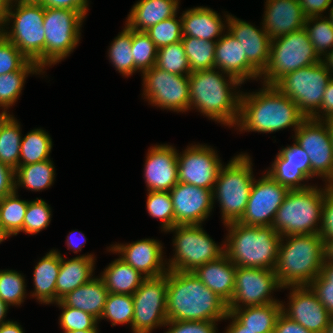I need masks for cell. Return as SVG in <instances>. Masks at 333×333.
<instances>
[{"label":"cell","mask_w":333,"mask_h":333,"mask_svg":"<svg viewBox=\"0 0 333 333\" xmlns=\"http://www.w3.org/2000/svg\"><path fill=\"white\" fill-rule=\"evenodd\" d=\"M177 154L178 181L213 190L221 160L213 148L195 144Z\"/></svg>","instance_id":"cell-18"},{"label":"cell","mask_w":333,"mask_h":333,"mask_svg":"<svg viewBox=\"0 0 333 333\" xmlns=\"http://www.w3.org/2000/svg\"><path fill=\"white\" fill-rule=\"evenodd\" d=\"M331 187L326 184L324 189L310 186L300 190H289L277 210L272 227L281 237L319 234L324 195Z\"/></svg>","instance_id":"cell-6"},{"label":"cell","mask_w":333,"mask_h":333,"mask_svg":"<svg viewBox=\"0 0 333 333\" xmlns=\"http://www.w3.org/2000/svg\"><path fill=\"white\" fill-rule=\"evenodd\" d=\"M308 286L316 294L330 315L333 316V286H329V282L320 274Z\"/></svg>","instance_id":"cell-54"},{"label":"cell","mask_w":333,"mask_h":333,"mask_svg":"<svg viewBox=\"0 0 333 333\" xmlns=\"http://www.w3.org/2000/svg\"><path fill=\"white\" fill-rule=\"evenodd\" d=\"M288 191L267 173L257 181L254 179L246 209L238 222L246 226H272Z\"/></svg>","instance_id":"cell-17"},{"label":"cell","mask_w":333,"mask_h":333,"mask_svg":"<svg viewBox=\"0 0 333 333\" xmlns=\"http://www.w3.org/2000/svg\"><path fill=\"white\" fill-rule=\"evenodd\" d=\"M11 235L5 230V228L0 223V243L9 238Z\"/></svg>","instance_id":"cell-70"},{"label":"cell","mask_w":333,"mask_h":333,"mask_svg":"<svg viewBox=\"0 0 333 333\" xmlns=\"http://www.w3.org/2000/svg\"><path fill=\"white\" fill-rule=\"evenodd\" d=\"M325 333H333V316L329 320Z\"/></svg>","instance_id":"cell-73"},{"label":"cell","mask_w":333,"mask_h":333,"mask_svg":"<svg viewBox=\"0 0 333 333\" xmlns=\"http://www.w3.org/2000/svg\"><path fill=\"white\" fill-rule=\"evenodd\" d=\"M320 61L303 28L271 40L270 60L260 78L263 84L274 85L285 74Z\"/></svg>","instance_id":"cell-9"},{"label":"cell","mask_w":333,"mask_h":333,"mask_svg":"<svg viewBox=\"0 0 333 333\" xmlns=\"http://www.w3.org/2000/svg\"><path fill=\"white\" fill-rule=\"evenodd\" d=\"M223 22L221 15L203 6L183 11L181 15L183 36L202 38L206 41H217L225 33L227 25Z\"/></svg>","instance_id":"cell-28"},{"label":"cell","mask_w":333,"mask_h":333,"mask_svg":"<svg viewBox=\"0 0 333 333\" xmlns=\"http://www.w3.org/2000/svg\"><path fill=\"white\" fill-rule=\"evenodd\" d=\"M17 192L15 190L0 200V223L11 236L23 232V221L28 206V200L18 199Z\"/></svg>","instance_id":"cell-40"},{"label":"cell","mask_w":333,"mask_h":333,"mask_svg":"<svg viewBox=\"0 0 333 333\" xmlns=\"http://www.w3.org/2000/svg\"><path fill=\"white\" fill-rule=\"evenodd\" d=\"M331 78V72L321 60L285 74L273 86L291 98L306 118H311L320 109Z\"/></svg>","instance_id":"cell-11"},{"label":"cell","mask_w":333,"mask_h":333,"mask_svg":"<svg viewBox=\"0 0 333 333\" xmlns=\"http://www.w3.org/2000/svg\"><path fill=\"white\" fill-rule=\"evenodd\" d=\"M305 119L298 105L273 85L263 84L258 92L241 91L236 124L241 132L272 133L288 127L295 132Z\"/></svg>","instance_id":"cell-2"},{"label":"cell","mask_w":333,"mask_h":333,"mask_svg":"<svg viewBox=\"0 0 333 333\" xmlns=\"http://www.w3.org/2000/svg\"><path fill=\"white\" fill-rule=\"evenodd\" d=\"M24 275L15 270H0V298L9 306H20L26 298Z\"/></svg>","instance_id":"cell-47"},{"label":"cell","mask_w":333,"mask_h":333,"mask_svg":"<svg viewBox=\"0 0 333 333\" xmlns=\"http://www.w3.org/2000/svg\"><path fill=\"white\" fill-rule=\"evenodd\" d=\"M324 240V250H325V260L333 263V239H323Z\"/></svg>","instance_id":"cell-65"},{"label":"cell","mask_w":333,"mask_h":333,"mask_svg":"<svg viewBox=\"0 0 333 333\" xmlns=\"http://www.w3.org/2000/svg\"><path fill=\"white\" fill-rule=\"evenodd\" d=\"M292 146L279 150L267 174L288 190H300L312 185L301 182L311 179L310 159L296 141Z\"/></svg>","instance_id":"cell-21"},{"label":"cell","mask_w":333,"mask_h":333,"mask_svg":"<svg viewBox=\"0 0 333 333\" xmlns=\"http://www.w3.org/2000/svg\"><path fill=\"white\" fill-rule=\"evenodd\" d=\"M320 275L329 282V286H333V263L324 261Z\"/></svg>","instance_id":"cell-63"},{"label":"cell","mask_w":333,"mask_h":333,"mask_svg":"<svg viewBox=\"0 0 333 333\" xmlns=\"http://www.w3.org/2000/svg\"><path fill=\"white\" fill-rule=\"evenodd\" d=\"M75 232L77 233L78 230H73L72 232L69 233V235L67 236V246H68V250H71L74 252V253H77V252H81V249L82 247L85 245V241L87 240L86 237L82 234V232H78L80 234V239L79 238H76L77 240H75ZM77 235V234H76ZM74 237V238H73ZM81 238L83 239L81 241Z\"/></svg>","instance_id":"cell-60"},{"label":"cell","mask_w":333,"mask_h":333,"mask_svg":"<svg viewBox=\"0 0 333 333\" xmlns=\"http://www.w3.org/2000/svg\"><path fill=\"white\" fill-rule=\"evenodd\" d=\"M324 260V240L319 234L283 236L274 272L283 288L308 286L320 274Z\"/></svg>","instance_id":"cell-4"},{"label":"cell","mask_w":333,"mask_h":333,"mask_svg":"<svg viewBox=\"0 0 333 333\" xmlns=\"http://www.w3.org/2000/svg\"><path fill=\"white\" fill-rule=\"evenodd\" d=\"M44 73L35 62L28 61L19 71L0 75V107L8 108L19 99L25 79L29 74Z\"/></svg>","instance_id":"cell-36"},{"label":"cell","mask_w":333,"mask_h":333,"mask_svg":"<svg viewBox=\"0 0 333 333\" xmlns=\"http://www.w3.org/2000/svg\"><path fill=\"white\" fill-rule=\"evenodd\" d=\"M108 56L115 69L124 77L133 75L132 30L126 24L123 30L111 42Z\"/></svg>","instance_id":"cell-39"},{"label":"cell","mask_w":333,"mask_h":333,"mask_svg":"<svg viewBox=\"0 0 333 333\" xmlns=\"http://www.w3.org/2000/svg\"><path fill=\"white\" fill-rule=\"evenodd\" d=\"M44 8L70 9L79 12L86 18L88 12V0H43L41 4Z\"/></svg>","instance_id":"cell-55"},{"label":"cell","mask_w":333,"mask_h":333,"mask_svg":"<svg viewBox=\"0 0 333 333\" xmlns=\"http://www.w3.org/2000/svg\"><path fill=\"white\" fill-rule=\"evenodd\" d=\"M146 208L152 218L161 220L162 231L174 227V208L168 191H148Z\"/></svg>","instance_id":"cell-46"},{"label":"cell","mask_w":333,"mask_h":333,"mask_svg":"<svg viewBox=\"0 0 333 333\" xmlns=\"http://www.w3.org/2000/svg\"><path fill=\"white\" fill-rule=\"evenodd\" d=\"M319 235L323 239H333V186L324 195Z\"/></svg>","instance_id":"cell-53"},{"label":"cell","mask_w":333,"mask_h":333,"mask_svg":"<svg viewBox=\"0 0 333 333\" xmlns=\"http://www.w3.org/2000/svg\"><path fill=\"white\" fill-rule=\"evenodd\" d=\"M177 150L172 145L150 147L144 164L148 191H170L178 181Z\"/></svg>","instance_id":"cell-23"},{"label":"cell","mask_w":333,"mask_h":333,"mask_svg":"<svg viewBox=\"0 0 333 333\" xmlns=\"http://www.w3.org/2000/svg\"><path fill=\"white\" fill-rule=\"evenodd\" d=\"M108 294L104 281L94 276L88 283L67 293L60 301L65 306L83 310L100 321Z\"/></svg>","instance_id":"cell-31"},{"label":"cell","mask_w":333,"mask_h":333,"mask_svg":"<svg viewBox=\"0 0 333 333\" xmlns=\"http://www.w3.org/2000/svg\"><path fill=\"white\" fill-rule=\"evenodd\" d=\"M228 311L242 324L256 333H273L282 312L281 302L262 306L228 308Z\"/></svg>","instance_id":"cell-33"},{"label":"cell","mask_w":333,"mask_h":333,"mask_svg":"<svg viewBox=\"0 0 333 333\" xmlns=\"http://www.w3.org/2000/svg\"><path fill=\"white\" fill-rule=\"evenodd\" d=\"M304 29L307 31L315 52L321 59L333 49V26L328 17H323V15L308 17Z\"/></svg>","instance_id":"cell-42"},{"label":"cell","mask_w":333,"mask_h":333,"mask_svg":"<svg viewBox=\"0 0 333 333\" xmlns=\"http://www.w3.org/2000/svg\"><path fill=\"white\" fill-rule=\"evenodd\" d=\"M235 272L236 266L226 254L197 267L193 271L205 286L210 288L227 304L234 294Z\"/></svg>","instance_id":"cell-27"},{"label":"cell","mask_w":333,"mask_h":333,"mask_svg":"<svg viewBox=\"0 0 333 333\" xmlns=\"http://www.w3.org/2000/svg\"><path fill=\"white\" fill-rule=\"evenodd\" d=\"M132 295L109 293L101 319L111 321L112 326L117 324H130L134 317Z\"/></svg>","instance_id":"cell-45"},{"label":"cell","mask_w":333,"mask_h":333,"mask_svg":"<svg viewBox=\"0 0 333 333\" xmlns=\"http://www.w3.org/2000/svg\"><path fill=\"white\" fill-rule=\"evenodd\" d=\"M273 333H313L305 329L301 324L290 319L282 312L277 319L276 326Z\"/></svg>","instance_id":"cell-59"},{"label":"cell","mask_w":333,"mask_h":333,"mask_svg":"<svg viewBox=\"0 0 333 333\" xmlns=\"http://www.w3.org/2000/svg\"><path fill=\"white\" fill-rule=\"evenodd\" d=\"M54 168L51 159L38 163L19 165L15 170V190L19 186L32 191H42L49 188L55 179Z\"/></svg>","instance_id":"cell-35"},{"label":"cell","mask_w":333,"mask_h":333,"mask_svg":"<svg viewBox=\"0 0 333 333\" xmlns=\"http://www.w3.org/2000/svg\"><path fill=\"white\" fill-rule=\"evenodd\" d=\"M52 139L43 129L31 130L21 139L19 165L38 163L50 159Z\"/></svg>","instance_id":"cell-37"},{"label":"cell","mask_w":333,"mask_h":333,"mask_svg":"<svg viewBox=\"0 0 333 333\" xmlns=\"http://www.w3.org/2000/svg\"><path fill=\"white\" fill-rule=\"evenodd\" d=\"M225 254L236 267L274 270L281 235L272 226H246L240 222L225 225Z\"/></svg>","instance_id":"cell-5"},{"label":"cell","mask_w":333,"mask_h":333,"mask_svg":"<svg viewBox=\"0 0 333 333\" xmlns=\"http://www.w3.org/2000/svg\"><path fill=\"white\" fill-rule=\"evenodd\" d=\"M242 44L227 30L215 46L214 68L234 77L242 84L248 79H260L261 74L247 61Z\"/></svg>","instance_id":"cell-26"},{"label":"cell","mask_w":333,"mask_h":333,"mask_svg":"<svg viewBox=\"0 0 333 333\" xmlns=\"http://www.w3.org/2000/svg\"><path fill=\"white\" fill-rule=\"evenodd\" d=\"M166 311L172 321L224 320L227 303L193 272L167 271ZM219 320V321H218Z\"/></svg>","instance_id":"cell-1"},{"label":"cell","mask_w":333,"mask_h":333,"mask_svg":"<svg viewBox=\"0 0 333 333\" xmlns=\"http://www.w3.org/2000/svg\"><path fill=\"white\" fill-rule=\"evenodd\" d=\"M15 191V171L0 162V200Z\"/></svg>","instance_id":"cell-57"},{"label":"cell","mask_w":333,"mask_h":333,"mask_svg":"<svg viewBox=\"0 0 333 333\" xmlns=\"http://www.w3.org/2000/svg\"><path fill=\"white\" fill-rule=\"evenodd\" d=\"M44 15L45 8L42 5L11 2L4 27L0 30V33L29 61L37 63L43 70L45 69ZM10 21L13 24L8 31L6 29H9L7 25H10L8 24Z\"/></svg>","instance_id":"cell-8"},{"label":"cell","mask_w":333,"mask_h":333,"mask_svg":"<svg viewBox=\"0 0 333 333\" xmlns=\"http://www.w3.org/2000/svg\"><path fill=\"white\" fill-rule=\"evenodd\" d=\"M62 309L60 314L59 324L64 332L73 330H98V320L89 313L83 310L65 306L60 300L56 302Z\"/></svg>","instance_id":"cell-50"},{"label":"cell","mask_w":333,"mask_h":333,"mask_svg":"<svg viewBox=\"0 0 333 333\" xmlns=\"http://www.w3.org/2000/svg\"><path fill=\"white\" fill-rule=\"evenodd\" d=\"M95 259L92 254H84L66 261L61 255V265L56 281V302L93 278Z\"/></svg>","instance_id":"cell-30"},{"label":"cell","mask_w":333,"mask_h":333,"mask_svg":"<svg viewBox=\"0 0 333 333\" xmlns=\"http://www.w3.org/2000/svg\"><path fill=\"white\" fill-rule=\"evenodd\" d=\"M83 19L77 11L45 8V68L61 62L78 46Z\"/></svg>","instance_id":"cell-12"},{"label":"cell","mask_w":333,"mask_h":333,"mask_svg":"<svg viewBox=\"0 0 333 333\" xmlns=\"http://www.w3.org/2000/svg\"><path fill=\"white\" fill-rule=\"evenodd\" d=\"M294 138L309 156L311 178L322 177L325 184L333 186V144L327 120L306 118Z\"/></svg>","instance_id":"cell-15"},{"label":"cell","mask_w":333,"mask_h":333,"mask_svg":"<svg viewBox=\"0 0 333 333\" xmlns=\"http://www.w3.org/2000/svg\"><path fill=\"white\" fill-rule=\"evenodd\" d=\"M176 17L167 18L145 31L158 49L182 40L181 16L180 19Z\"/></svg>","instance_id":"cell-48"},{"label":"cell","mask_w":333,"mask_h":333,"mask_svg":"<svg viewBox=\"0 0 333 333\" xmlns=\"http://www.w3.org/2000/svg\"><path fill=\"white\" fill-rule=\"evenodd\" d=\"M174 226L202 225L213 209L212 190L178 182L170 191Z\"/></svg>","instance_id":"cell-19"},{"label":"cell","mask_w":333,"mask_h":333,"mask_svg":"<svg viewBox=\"0 0 333 333\" xmlns=\"http://www.w3.org/2000/svg\"><path fill=\"white\" fill-rule=\"evenodd\" d=\"M61 265V253L57 250H50L35 265L33 273L35 298L41 304L56 303V281Z\"/></svg>","instance_id":"cell-32"},{"label":"cell","mask_w":333,"mask_h":333,"mask_svg":"<svg viewBox=\"0 0 333 333\" xmlns=\"http://www.w3.org/2000/svg\"><path fill=\"white\" fill-rule=\"evenodd\" d=\"M156 67L169 73L189 76L191 70L182 41L159 48Z\"/></svg>","instance_id":"cell-43"},{"label":"cell","mask_w":333,"mask_h":333,"mask_svg":"<svg viewBox=\"0 0 333 333\" xmlns=\"http://www.w3.org/2000/svg\"><path fill=\"white\" fill-rule=\"evenodd\" d=\"M330 12H329V20L330 22L332 23V26H333V5L330 7Z\"/></svg>","instance_id":"cell-74"},{"label":"cell","mask_w":333,"mask_h":333,"mask_svg":"<svg viewBox=\"0 0 333 333\" xmlns=\"http://www.w3.org/2000/svg\"><path fill=\"white\" fill-rule=\"evenodd\" d=\"M216 70V68H212L192 72L189 75V110L195 107L209 119L229 127L234 125L236 127L239 119L241 92L232 91L242 83L219 69Z\"/></svg>","instance_id":"cell-3"},{"label":"cell","mask_w":333,"mask_h":333,"mask_svg":"<svg viewBox=\"0 0 333 333\" xmlns=\"http://www.w3.org/2000/svg\"><path fill=\"white\" fill-rule=\"evenodd\" d=\"M11 0H0V30L4 27Z\"/></svg>","instance_id":"cell-64"},{"label":"cell","mask_w":333,"mask_h":333,"mask_svg":"<svg viewBox=\"0 0 333 333\" xmlns=\"http://www.w3.org/2000/svg\"><path fill=\"white\" fill-rule=\"evenodd\" d=\"M134 317L133 333H151L154 328L165 327L167 318V273L145 278L132 295Z\"/></svg>","instance_id":"cell-13"},{"label":"cell","mask_w":333,"mask_h":333,"mask_svg":"<svg viewBox=\"0 0 333 333\" xmlns=\"http://www.w3.org/2000/svg\"><path fill=\"white\" fill-rule=\"evenodd\" d=\"M265 4L261 23L271 40L304 28L306 17L298 0H266Z\"/></svg>","instance_id":"cell-25"},{"label":"cell","mask_w":333,"mask_h":333,"mask_svg":"<svg viewBox=\"0 0 333 333\" xmlns=\"http://www.w3.org/2000/svg\"><path fill=\"white\" fill-rule=\"evenodd\" d=\"M306 18L322 16L333 0H298Z\"/></svg>","instance_id":"cell-58"},{"label":"cell","mask_w":333,"mask_h":333,"mask_svg":"<svg viewBox=\"0 0 333 333\" xmlns=\"http://www.w3.org/2000/svg\"><path fill=\"white\" fill-rule=\"evenodd\" d=\"M2 108V112L0 113V132L3 129V127L8 123V121L13 117V115L9 114L7 111L8 108L0 107Z\"/></svg>","instance_id":"cell-67"},{"label":"cell","mask_w":333,"mask_h":333,"mask_svg":"<svg viewBox=\"0 0 333 333\" xmlns=\"http://www.w3.org/2000/svg\"><path fill=\"white\" fill-rule=\"evenodd\" d=\"M277 289L284 288L280 285L274 270L236 267L234 294L227 308L262 306L281 302L271 296L272 291Z\"/></svg>","instance_id":"cell-16"},{"label":"cell","mask_w":333,"mask_h":333,"mask_svg":"<svg viewBox=\"0 0 333 333\" xmlns=\"http://www.w3.org/2000/svg\"><path fill=\"white\" fill-rule=\"evenodd\" d=\"M21 127L14 116L0 132V162L14 171L19 166L21 151Z\"/></svg>","instance_id":"cell-41"},{"label":"cell","mask_w":333,"mask_h":333,"mask_svg":"<svg viewBox=\"0 0 333 333\" xmlns=\"http://www.w3.org/2000/svg\"><path fill=\"white\" fill-rule=\"evenodd\" d=\"M322 62L327 67V69L331 72L333 77V49L328 51V53L322 57Z\"/></svg>","instance_id":"cell-66"},{"label":"cell","mask_w":333,"mask_h":333,"mask_svg":"<svg viewBox=\"0 0 333 333\" xmlns=\"http://www.w3.org/2000/svg\"><path fill=\"white\" fill-rule=\"evenodd\" d=\"M229 318L232 319V322H230V325L227 326L225 333H256L246 329V327L242 325L230 312L226 315L225 320Z\"/></svg>","instance_id":"cell-61"},{"label":"cell","mask_w":333,"mask_h":333,"mask_svg":"<svg viewBox=\"0 0 333 333\" xmlns=\"http://www.w3.org/2000/svg\"><path fill=\"white\" fill-rule=\"evenodd\" d=\"M179 0H139L125 23L131 30L145 32L159 22L176 16Z\"/></svg>","instance_id":"cell-29"},{"label":"cell","mask_w":333,"mask_h":333,"mask_svg":"<svg viewBox=\"0 0 333 333\" xmlns=\"http://www.w3.org/2000/svg\"><path fill=\"white\" fill-rule=\"evenodd\" d=\"M163 246L156 239H142L129 244H115L109 251L120 253L124 262L136 269L145 278L162 276L168 269L163 261ZM166 262V263H165Z\"/></svg>","instance_id":"cell-22"},{"label":"cell","mask_w":333,"mask_h":333,"mask_svg":"<svg viewBox=\"0 0 333 333\" xmlns=\"http://www.w3.org/2000/svg\"><path fill=\"white\" fill-rule=\"evenodd\" d=\"M0 333H24V330L16 321L7 320L0 325Z\"/></svg>","instance_id":"cell-62"},{"label":"cell","mask_w":333,"mask_h":333,"mask_svg":"<svg viewBox=\"0 0 333 333\" xmlns=\"http://www.w3.org/2000/svg\"><path fill=\"white\" fill-rule=\"evenodd\" d=\"M327 124H328L329 132H330L332 144H333V119L327 120Z\"/></svg>","instance_id":"cell-72"},{"label":"cell","mask_w":333,"mask_h":333,"mask_svg":"<svg viewBox=\"0 0 333 333\" xmlns=\"http://www.w3.org/2000/svg\"><path fill=\"white\" fill-rule=\"evenodd\" d=\"M166 232H174L175 254L166 267L172 271L193 272L197 267L225 254V243L219 246L204 231L202 225H176Z\"/></svg>","instance_id":"cell-10"},{"label":"cell","mask_w":333,"mask_h":333,"mask_svg":"<svg viewBox=\"0 0 333 333\" xmlns=\"http://www.w3.org/2000/svg\"><path fill=\"white\" fill-rule=\"evenodd\" d=\"M252 160L246 153L234 156L220 168L212 195L219 201L223 224L238 222L248 203L254 181Z\"/></svg>","instance_id":"cell-7"},{"label":"cell","mask_w":333,"mask_h":333,"mask_svg":"<svg viewBox=\"0 0 333 333\" xmlns=\"http://www.w3.org/2000/svg\"><path fill=\"white\" fill-rule=\"evenodd\" d=\"M311 118L324 121L333 119V77L326 86L320 109Z\"/></svg>","instance_id":"cell-56"},{"label":"cell","mask_w":333,"mask_h":333,"mask_svg":"<svg viewBox=\"0 0 333 333\" xmlns=\"http://www.w3.org/2000/svg\"><path fill=\"white\" fill-rule=\"evenodd\" d=\"M289 303L282 313L313 333H325L332 317L309 286H288Z\"/></svg>","instance_id":"cell-20"},{"label":"cell","mask_w":333,"mask_h":333,"mask_svg":"<svg viewBox=\"0 0 333 333\" xmlns=\"http://www.w3.org/2000/svg\"><path fill=\"white\" fill-rule=\"evenodd\" d=\"M144 99L153 106L174 112L190 108L189 76L163 71L156 66L142 73Z\"/></svg>","instance_id":"cell-14"},{"label":"cell","mask_w":333,"mask_h":333,"mask_svg":"<svg viewBox=\"0 0 333 333\" xmlns=\"http://www.w3.org/2000/svg\"><path fill=\"white\" fill-rule=\"evenodd\" d=\"M181 41L191 73L214 68L216 41H206L190 36H183Z\"/></svg>","instance_id":"cell-38"},{"label":"cell","mask_w":333,"mask_h":333,"mask_svg":"<svg viewBox=\"0 0 333 333\" xmlns=\"http://www.w3.org/2000/svg\"><path fill=\"white\" fill-rule=\"evenodd\" d=\"M64 333H99L98 330H73Z\"/></svg>","instance_id":"cell-71"},{"label":"cell","mask_w":333,"mask_h":333,"mask_svg":"<svg viewBox=\"0 0 333 333\" xmlns=\"http://www.w3.org/2000/svg\"><path fill=\"white\" fill-rule=\"evenodd\" d=\"M158 48L146 32L132 30V55L134 73H141L156 66Z\"/></svg>","instance_id":"cell-44"},{"label":"cell","mask_w":333,"mask_h":333,"mask_svg":"<svg viewBox=\"0 0 333 333\" xmlns=\"http://www.w3.org/2000/svg\"><path fill=\"white\" fill-rule=\"evenodd\" d=\"M15 3L41 5L43 0H11Z\"/></svg>","instance_id":"cell-69"},{"label":"cell","mask_w":333,"mask_h":333,"mask_svg":"<svg viewBox=\"0 0 333 333\" xmlns=\"http://www.w3.org/2000/svg\"><path fill=\"white\" fill-rule=\"evenodd\" d=\"M51 208L44 200L28 201L27 211L23 221V232L37 234L47 228L51 221Z\"/></svg>","instance_id":"cell-49"},{"label":"cell","mask_w":333,"mask_h":333,"mask_svg":"<svg viewBox=\"0 0 333 333\" xmlns=\"http://www.w3.org/2000/svg\"><path fill=\"white\" fill-rule=\"evenodd\" d=\"M8 309L9 305L0 298V325L7 322L5 321V317L7 316Z\"/></svg>","instance_id":"cell-68"},{"label":"cell","mask_w":333,"mask_h":333,"mask_svg":"<svg viewBox=\"0 0 333 333\" xmlns=\"http://www.w3.org/2000/svg\"><path fill=\"white\" fill-rule=\"evenodd\" d=\"M109 293L133 295L145 277L120 257L112 261L101 273Z\"/></svg>","instance_id":"cell-34"},{"label":"cell","mask_w":333,"mask_h":333,"mask_svg":"<svg viewBox=\"0 0 333 333\" xmlns=\"http://www.w3.org/2000/svg\"><path fill=\"white\" fill-rule=\"evenodd\" d=\"M29 60L0 33V75L19 71Z\"/></svg>","instance_id":"cell-51"},{"label":"cell","mask_w":333,"mask_h":333,"mask_svg":"<svg viewBox=\"0 0 333 333\" xmlns=\"http://www.w3.org/2000/svg\"><path fill=\"white\" fill-rule=\"evenodd\" d=\"M225 18L227 30L242 44L247 61L262 74L270 60L271 43L263 26L261 29H257L245 20H240L230 14H226Z\"/></svg>","instance_id":"cell-24"},{"label":"cell","mask_w":333,"mask_h":333,"mask_svg":"<svg viewBox=\"0 0 333 333\" xmlns=\"http://www.w3.org/2000/svg\"><path fill=\"white\" fill-rule=\"evenodd\" d=\"M217 323L214 321H172L168 320L165 326L169 327L166 333H217Z\"/></svg>","instance_id":"cell-52"}]
</instances>
